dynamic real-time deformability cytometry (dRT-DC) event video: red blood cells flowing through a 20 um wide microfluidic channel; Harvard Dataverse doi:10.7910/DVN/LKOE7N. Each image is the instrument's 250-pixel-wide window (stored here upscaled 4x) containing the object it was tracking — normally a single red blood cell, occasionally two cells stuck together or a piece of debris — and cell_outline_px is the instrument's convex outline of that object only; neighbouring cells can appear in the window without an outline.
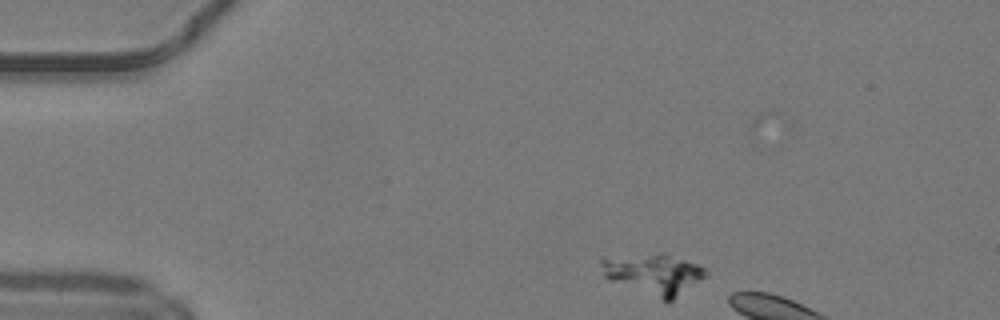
{"species": "common noctule bat (a hibernating species)", "species_latin": "Nyctalus noctula", "temperature_condition": "warm", "stored_images_in_passage": 4, "camera_frame_rate_fps": 3000, "um_per_image_px": 0.085, "animal": {"sex": "male", "body_mass_g": 19.2, "forearm_length_mm": 51.8}, "frame": {"image": 1, "passage_image": 1, "time_ms": 0.0, "image_size_px": [1000, 320], "cell_outline_px": [[708, 276], [668, 304], [664, 304], [608, 280], [604, 276], [600, 264], [600, 260], [660, 252], [664, 252], [696, 264], [704, 268], [708, 272]], "centroid_in_image_um": [55.61, 23.37], "position_along_channel_um": 29.4, "area_um2": 25.49}}